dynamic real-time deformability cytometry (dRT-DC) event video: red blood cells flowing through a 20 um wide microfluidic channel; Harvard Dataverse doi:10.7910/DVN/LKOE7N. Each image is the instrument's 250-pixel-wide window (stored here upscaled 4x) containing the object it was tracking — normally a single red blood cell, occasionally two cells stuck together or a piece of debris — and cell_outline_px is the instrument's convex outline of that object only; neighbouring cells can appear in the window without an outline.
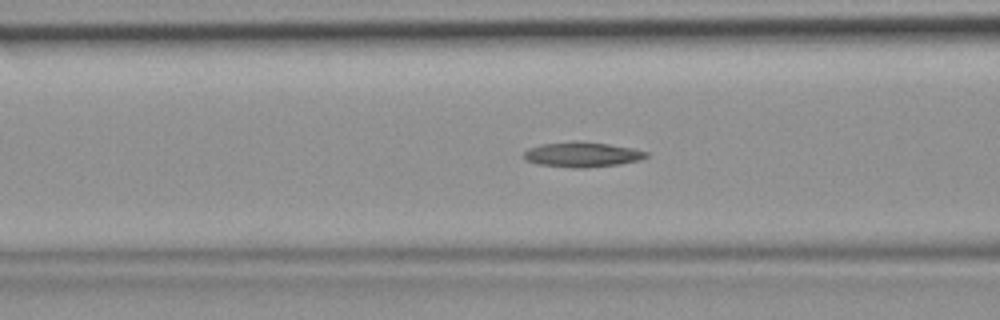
{"species": "common noctule bat (a hibernating species)", "species_latin": "Nyctalus noctula", "temperature_condition": "room temperature", "stored_images_in_passage": 32, "camera_frame_rate_fps": 3000, "um_per_image_px": 0.085, "animal": {"sex": "female", "body_mass_g": 19.9}, "frame": {"image": 1, "passage_image": 14, "time_ms": 4.333, "image_size_px": [1000, 320], "cell_outline_px": [[648, 156], [640, 160], [620, 164], [584, 168], [572, 168], [536, 164], [524, 160], [524, 152], [528, 148], [544, 144], [608, 144], [632, 148], [648, 152]], "centroid_in_image_um": [49.49, 13.19], "position_along_channel_um": 117.1, "area_um2": 17.05}}
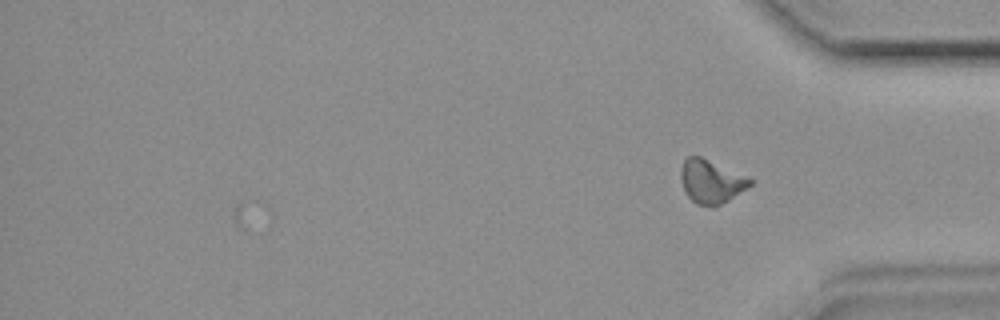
{"frame": {"image": 2, "passage_image": 32, "time_ms": 10.333, "image_size_px": [1000, 320], "cell_outline_px": [[752, 184], [728, 200], [712, 208], [696, 204], [684, 192], [680, 180], [680, 168], [684, 160], [688, 156], [700, 156], [752, 180]], "centroid_in_image_um": [60.36, 15.45], "position_along_channel_um": 374.8, "area_um2": 17.28}}